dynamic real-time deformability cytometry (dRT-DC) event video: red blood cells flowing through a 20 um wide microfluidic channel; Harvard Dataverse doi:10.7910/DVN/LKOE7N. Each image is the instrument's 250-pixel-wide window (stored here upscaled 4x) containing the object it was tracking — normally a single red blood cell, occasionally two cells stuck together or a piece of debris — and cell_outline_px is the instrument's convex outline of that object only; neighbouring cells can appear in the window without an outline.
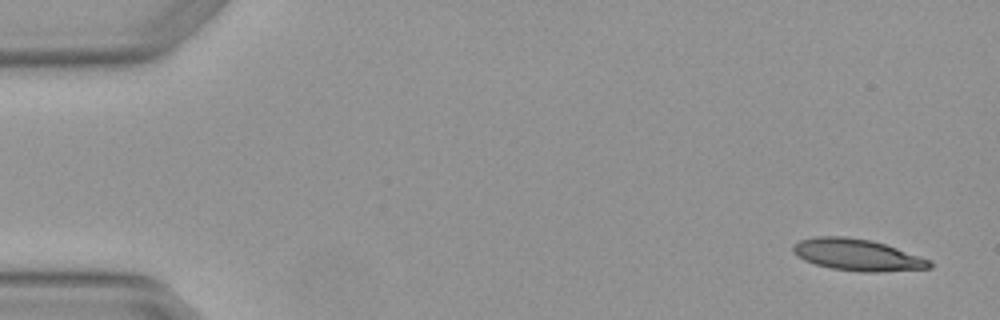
{"species": "Egyptian fruit bat (a non-hibernating species)", "species_latin": "Rousettus aegyptiacus", "temperature_condition": "warm", "stored_images_in_passage": 5, "camera_frame_rate_fps": 3000, "um_per_image_px": 0.085, "animal": {"sex": "female"}, "frame": {"image": 1, "passage_image": 1, "time_ms": 0.0, "image_size_px": [1000, 320], "cell_outline_px": [[932, 268], [880, 272], [860, 272], [832, 268], [816, 264], [804, 260], [796, 256], [792, 252], [792, 244], [800, 240], [816, 236], [844, 236], [872, 240], [932, 260]], "centroid_in_image_um": [72.86, 21.66], "position_along_channel_um": 12.1, "area_um2": 25.32}}
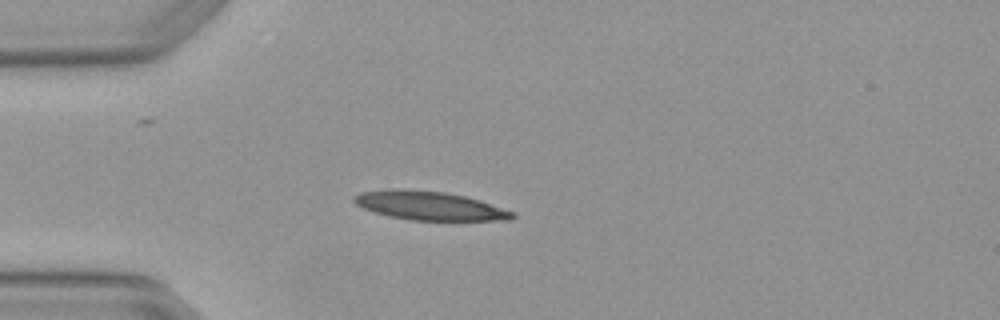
{"frame": {"image": 2, "passage_image": 4, "time_ms": 1.0, "image_size_px": [1000, 320], "cell_outline_px": [[516, 216], [508, 220], [408, 220], [376, 212], [364, 208], [356, 204], [352, 200], [352, 196], [360, 192], [444, 192], [464, 196], [480, 200], [512, 212]], "centroid_in_image_um": [36.58, 17.54], "position_along_channel_um": 48.4, "area_um2": 24.97}}